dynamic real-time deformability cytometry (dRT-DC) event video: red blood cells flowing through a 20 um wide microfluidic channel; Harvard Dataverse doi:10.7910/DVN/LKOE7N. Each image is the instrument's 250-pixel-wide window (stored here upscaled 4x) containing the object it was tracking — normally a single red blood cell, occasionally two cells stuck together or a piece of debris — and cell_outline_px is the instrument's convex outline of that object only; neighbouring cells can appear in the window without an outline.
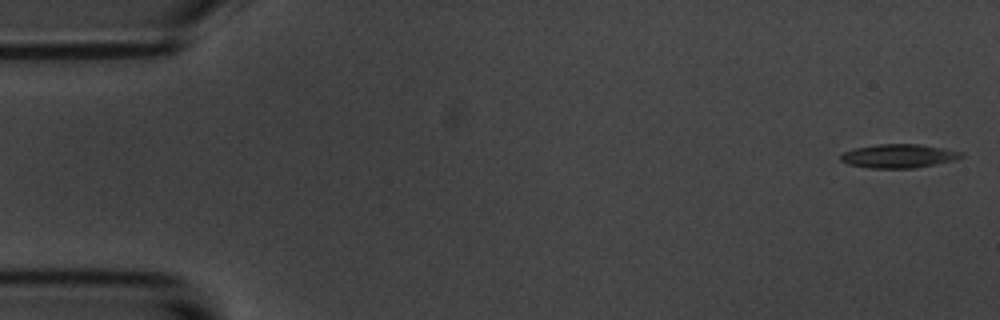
{"species": "common noctule bat (a hibernating species)", "species_latin": "Nyctalus noctula", "temperature_condition": "room temperature", "stored_images_in_passage": 5, "camera_frame_rate_fps": 3000, "um_per_image_px": 0.085, "animal": {"sex": "male", "body_mass_g": 20.1, "forearm_length_mm": 53.5}, "frame": {"image": 1, "passage_image": 1, "time_ms": 0.0, "image_size_px": [1000, 320], "cell_outline_px": [[964, 156], [952, 160], [936, 164], [912, 168], [868, 168], [848, 164], [840, 160], [840, 156], [844, 152], [852, 148], [876, 144], [920, 144], [944, 148], [964, 152]], "centroid_in_image_um": [76.36, 13.25], "position_along_channel_um": 8.6, "area_um2": 16.76}}